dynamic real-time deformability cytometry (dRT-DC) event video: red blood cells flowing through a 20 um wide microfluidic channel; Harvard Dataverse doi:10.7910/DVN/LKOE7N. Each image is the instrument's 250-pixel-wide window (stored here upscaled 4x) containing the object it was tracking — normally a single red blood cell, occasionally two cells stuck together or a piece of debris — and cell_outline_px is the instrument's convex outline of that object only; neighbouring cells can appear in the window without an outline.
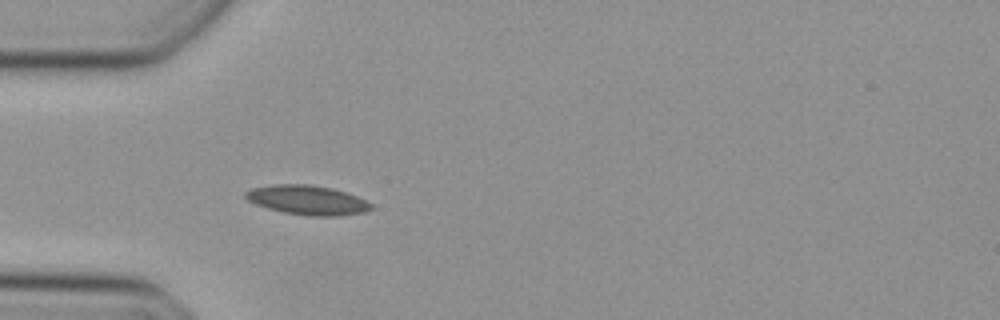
{"species": "Egyptian fruit bat (a non-hibernating species)", "species_latin": "Rousettus aegyptiacus", "temperature_condition": "cold", "stored_images_in_passage": 31, "camera_frame_rate_fps": 3000, "um_per_image_px": 0.085, "animal": {"sex": "female"}, "frame": {"image": 1, "passage_image": 4, "time_ms": 1.0, "image_size_px": [1000, 320], "cell_outline_px": [[376, 208], [364, 212], [336, 216], [308, 216], [284, 212], [268, 208], [256, 204], [248, 200], [244, 196], [244, 192], [252, 188], [272, 184], [308, 184], [332, 188], [356, 196], [372, 204]], "centroid_in_image_um": [26.12, 17.0], "position_along_channel_um": 58.9, "area_um2": 21.5}}
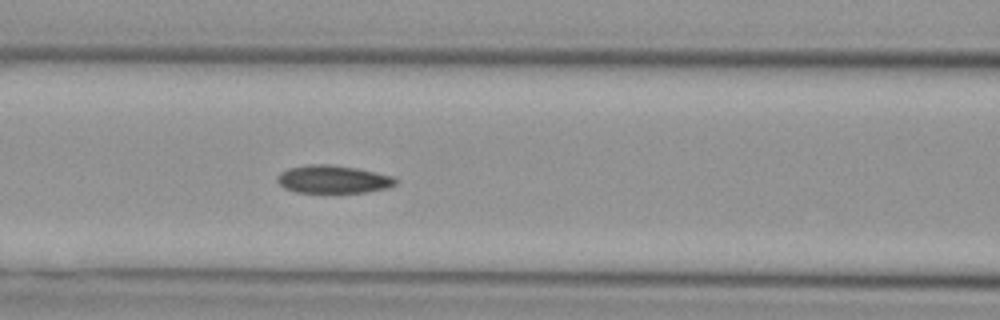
{"frame": {"image": 2, "passage_image": 10, "time_ms": 3.0, "image_size_px": [1000, 320], "cell_outline_px": [[400, 180], [396, 184], [388, 188], [364, 192], [296, 192], [284, 188], [276, 180], [276, 176], [280, 172], [288, 168], [308, 164], [328, 164], [356, 168], [392, 176]], "centroid_in_image_um": [28.3, 15.23], "position_along_channel_um": 138.3, "area_um2": 19.25}}
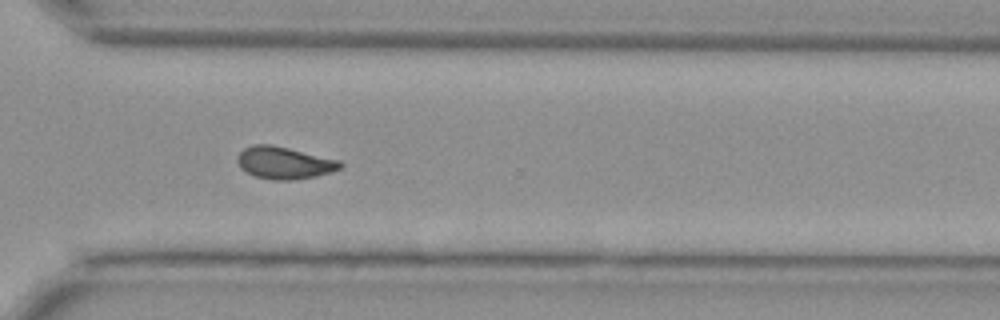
{"frame": {"image": 3, "passage_image": 25, "time_ms": 8.0, "image_size_px": [1000, 320], "cell_outline_px": [[344, 164], [340, 168], [332, 172], [316, 176], [292, 180], [272, 180], [256, 176], [240, 168], [236, 160], [240, 152], [244, 148], [252, 144], [272, 144], [340, 160]], "centroid_in_image_um": [24.17, 13.83], "position_along_channel_um": 346.4, "area_um2": 19.36}}